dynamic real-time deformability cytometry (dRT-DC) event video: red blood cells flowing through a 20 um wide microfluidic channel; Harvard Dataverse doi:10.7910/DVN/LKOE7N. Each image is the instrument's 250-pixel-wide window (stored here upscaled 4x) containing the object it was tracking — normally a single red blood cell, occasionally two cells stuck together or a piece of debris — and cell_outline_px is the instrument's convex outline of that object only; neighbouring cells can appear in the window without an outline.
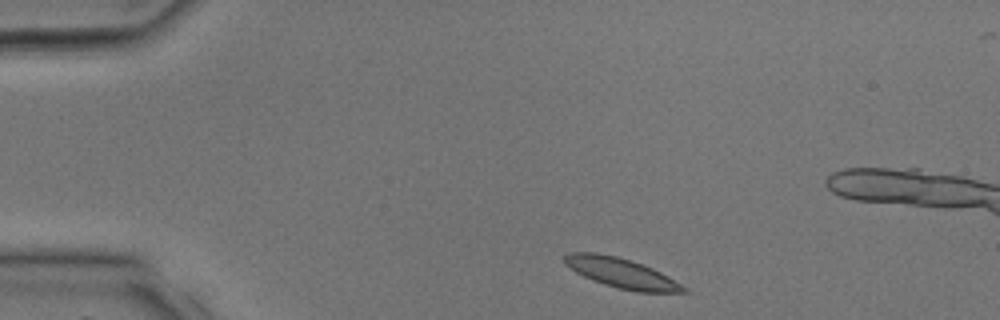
{"species": "common noctule bat (a hibernating species)", "species_latin": "Nyctalus noctula", "temperature_condition": "room temperature", "stored_images_in_passage": 29, "camera_frame_rate_fps": 3000, "um_per_image_px": 0.085, "animal": {"sex": "male", "body_mass_g": 17.9, "forearm_length_mm": 54.2}, "frame": {"image": 1, "passage_image": 1, "time_ms": 0.0, "image_size_px": [1000, 320], "cell_outline_px": [[692, 292], [636, 292], [604, 284], [592, 280], [576, 272], [564, 264], [564, 256], [568, 252], [596, 252], [616, 256], [632, 260], [652, 268], [668, 276], [688, 288]], "centroid_in_image_um": [52.83, 23.2], "position_along_channel_um": 32.2, "area_um2": 20.75}}
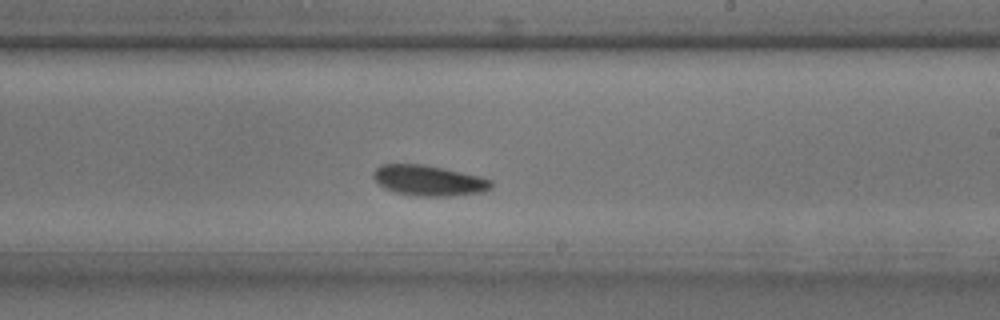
{"frame": {"image": 2, "passage_image": 15, "time_ms": 4.667, "image_size_px": [1000, 320], "cell_outline_px": [[492, 188], [484, 192], [448, 196], [420, 196], [396, 192], [384, 188], [372, 176], [372, 172], [380, 164], [424, 164], [444, 168], [480, 176], [492, 180]], "centroid_in_image_um": [36.46, 15.33], "position_along_channel_um": 252.5, "area_um2": 20.98}}
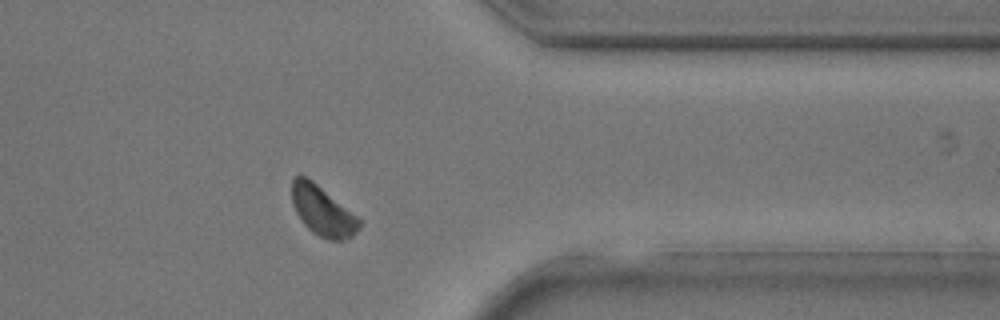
{"frame": {"image": 3, "passage_image": 22, "time_ms": 7.0, "image_size_px": [1000, 320], "cell_outline_px": [[360, 228], [352, 236], [344, 240], [328, 240], [312, 232], [304, 224], [296, 212], [292, 204], [292, 176], [304, 176], [312, 180], [356, 216], [360, 220]], "centroid_in_image_um": [27.39, 17.94], "position_along_channel_um": 384.0, "area_um2": 19.19}}